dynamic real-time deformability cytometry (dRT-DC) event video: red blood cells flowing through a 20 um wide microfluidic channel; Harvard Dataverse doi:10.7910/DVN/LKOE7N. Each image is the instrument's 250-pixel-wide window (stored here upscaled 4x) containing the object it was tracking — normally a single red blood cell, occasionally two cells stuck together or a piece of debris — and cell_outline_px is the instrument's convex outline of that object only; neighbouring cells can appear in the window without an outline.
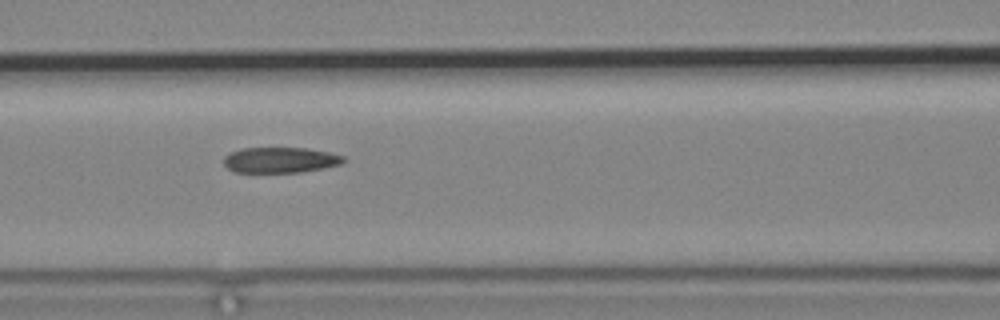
{"species": "common noctule bat (a hibernating species)", "species_latin": "Nyctalus noctula", "temperature_condition": "cold", "stored_images_in_passage": 5, "camera_frame_rate_fps": 3000, "um_per_image_px": 0.085, "animal": {"sex": "male", "body_mass_g": 19.2, "forearm_length_mm": 51.8}, "frame": {"image": 1, "passage_image": 4, "time_ms": 3.667, "image_size_px": [1000, 320], "cell_outline_px": [[344, 160], [340, 164], [324, 168], [300, 172], [232, 172], [224, 164], [224, 156], [240, 148], [308, 148], [328, 152], [344, 156]], "centroid_in_image_um": [23.8, 13.6], "position_along_channel_um": 142.8, "area_um2": 17.8}}